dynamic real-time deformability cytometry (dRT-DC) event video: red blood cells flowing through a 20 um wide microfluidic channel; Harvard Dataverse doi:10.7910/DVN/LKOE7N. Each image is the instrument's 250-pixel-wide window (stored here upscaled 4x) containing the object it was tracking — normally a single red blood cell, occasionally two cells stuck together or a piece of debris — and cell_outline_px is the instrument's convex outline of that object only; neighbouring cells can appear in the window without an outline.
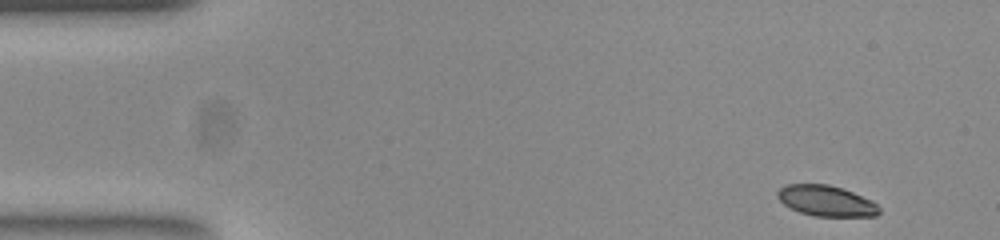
{"species": "common noctule bat (a hibernating species)", "species_latin": "Nyctalus noctula", "temperature_condition": "room temperature", "stored_images_in_passage": 12, "camera_frame_rate_fps": 3000, "um_per_image_px": 0.085, "animal": {"sex": "female", "body_mass_g": 23.0, "forearm_length_mm": 53.4}, "frame": {"image": 1, "passage_image": 1, "time_ms": 0.0, "image_size_px": [1000, 240], "cell_outline_px": [[880, 212], [876, 216], [816, 216], [800, 212], [784, 204], [776, 196], [776, 192], [780, 188], [788, 184], [828, 184], [852, 192], [872, 200], [880, 208]], "centroid_in_image_um": [70.23, 17.07], "position_along_channel_um": 14.8, "area_um2": 18.03}}